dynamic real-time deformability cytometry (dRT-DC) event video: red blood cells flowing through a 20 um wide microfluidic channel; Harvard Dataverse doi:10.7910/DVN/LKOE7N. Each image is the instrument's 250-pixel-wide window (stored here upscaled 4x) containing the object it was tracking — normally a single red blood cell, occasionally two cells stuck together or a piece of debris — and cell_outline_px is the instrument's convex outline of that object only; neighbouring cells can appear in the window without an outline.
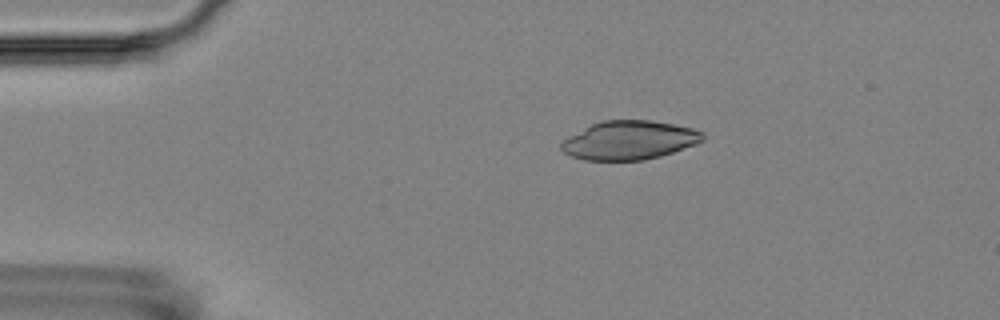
{"species": "Egyptian fruit bat (a non-hibernating species)", "species_latin": "Rousettus aegyptiacus", "temperature_condition": "room temperature", "stored_images_in_passage": 2, "camera_frame_rate_fps": 3000, "um_per_image_px": 0.085, "animal": {"sex": "female"}, "frame": {"image": 1, "passage_image": 1, "time_ms": 0.0, "image_size_px": [1000, 320], "cell_outline_px": [[704, 140], [696, 144], [660, 156], [644, 160], [584, 160], [572, 156], [564, 152], [560, 148], [560, 144], [568, 136], [600, 120], [652, 120], [692, 128], [704, 132]], "centroid_in_image_um": [53.49, 11.91], "position_along_channel_um": 31.5, "area_um2": 31.91}}